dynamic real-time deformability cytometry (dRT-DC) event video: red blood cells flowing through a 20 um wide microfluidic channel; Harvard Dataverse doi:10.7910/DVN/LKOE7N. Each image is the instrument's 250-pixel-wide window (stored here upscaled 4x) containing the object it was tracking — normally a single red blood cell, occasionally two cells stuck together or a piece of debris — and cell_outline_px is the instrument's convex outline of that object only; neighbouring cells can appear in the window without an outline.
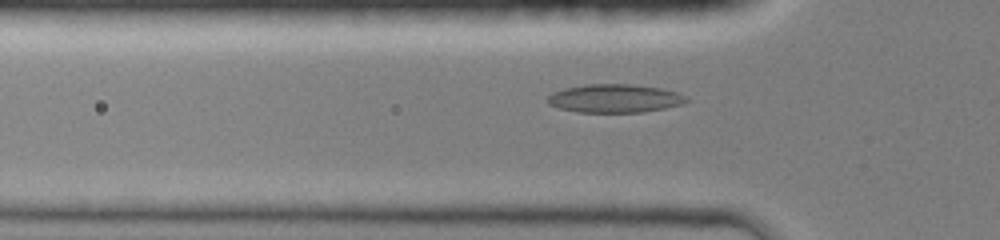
{"species": "common noctule bat (a hibernating species)", "species_latin": "Nyctalus noctula", "temperature_condition": "room temperature", "stored_images_in_passage": 33, "camera_frame_rate_fps": 3000, "um_per_image_px": 0.085, "animal": {"sex": "female", "body_mass_g": 19.0, "forearm_length_mm": 51.5}, "frame": {"image": 1, "passage_image": 8, "time_ms": 4.0, "image_size_px": [1000, 240], "cell_outline_px": [[692, 100], [684, 104], [644, 112], [576, 112], [560, 108], [548, 104], [548, 96], [552, 92], [564, 88], [584, 84], [632, 84], [660, 88], [676, 92], [688, 96]], "centroid_in_image_um": [52.29, 8.36], "position_along_channel_um": 73.5, "area_um2": 23.18}}
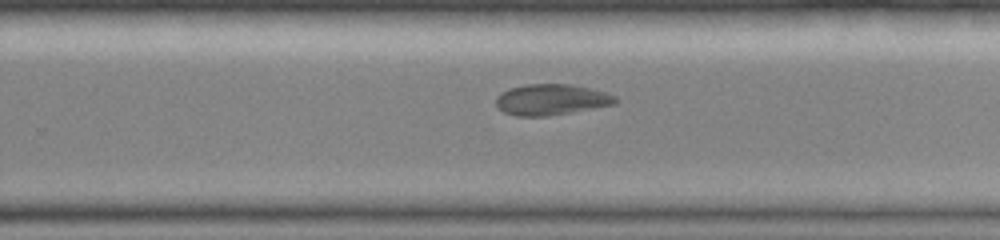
{"frame": {"image": 2, "passage_image": 22, "time_ms": 9.0, "image_size_px": [1000, 240], "cell_outline_px": [[616, 104], [548, 116], [516, 116], [504, 112], [496, 104], [496, 96], [512, 88], [528, 84], [572, 84], [604, 92], [616, 96]], "centroid_in_image_um": [46.86, 8.47], "position_along_channel_um": 282.9, "area_um2": 21.21}}
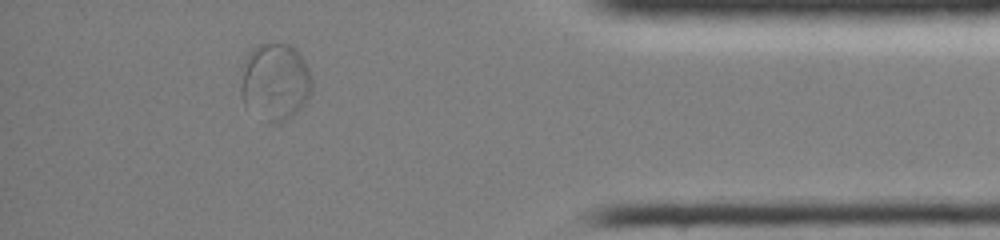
{"frame": {"image": 3, "passage_image": 33, "time_ms": 12.667, "image_size_px": [1000, 240], "cell_outline_px": [[312, 92], [304, 104], [292, 116], [280, 124], [268, 124], [244, 108], [240, 92], [240, 88], [244, 60], [248, 52], [256, 44], [292, 44], [296, 48], [304, 60], [312, 76]], "centroid_in_image_um": [23.36, 6.99], "position_along_channel_um": 411.8, "area_um2": 33.0}, "authors_computed_cell_mechanics": {"area_um2": 22.4264, "velocity_mm_per_s": 4.2029, "shape_relaxation_time_tau1_ms": null, "shape_relaxation_time_tau2_ms": 4.7431, "deformation_change_tau1": null, "deformation_change_tau2": 0.052}}